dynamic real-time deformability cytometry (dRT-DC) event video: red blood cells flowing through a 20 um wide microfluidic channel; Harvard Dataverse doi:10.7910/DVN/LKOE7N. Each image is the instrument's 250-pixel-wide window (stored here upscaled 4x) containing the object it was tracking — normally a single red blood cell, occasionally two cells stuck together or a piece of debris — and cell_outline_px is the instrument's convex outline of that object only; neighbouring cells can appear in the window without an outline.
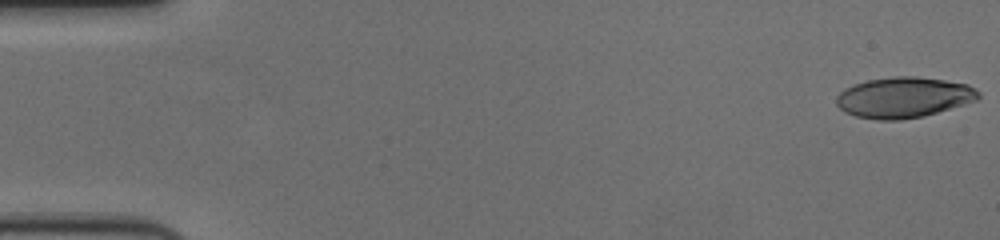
{"species": "human", "species_latin": "Homo sapiens", "temperature_condition": "cold", "stored_images_in_passage": 57, "camera_frame_rate_fps": 3000, "um_per_image_px": 0.085, "donor": {"sex": "female"}, "frame": {"image": 1, "passage_image": 1, "time_ms": 0.0, "image_size_px": [1000, 240], "cell_outline_px": [[980, 96], [976, 100], [964, 104], [924, 116], [900, 120], [880, 120], [856, 116], [844, 112], [836, 104], [836, 96], [844, 88], [852, 84], [868, 80], [892, 76], [916, 76], [944, 80], [968, 84], [976, 88], [980, 92]], "centroid_in_image_um": [76.8, 8.27], "position_along_channel_um": 8.2, "area_um2": 33.81}}
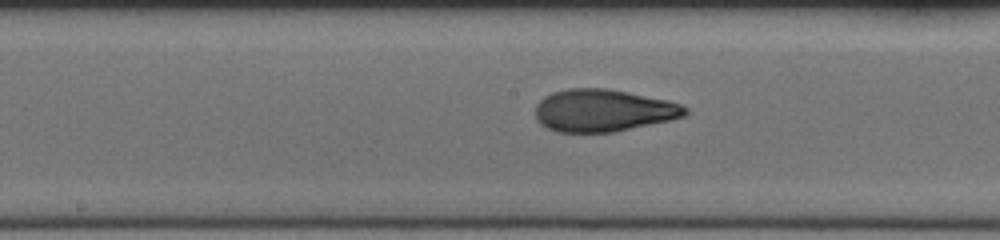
{"frame": {"image": 2, "passage_image": 30, "time_ms": 9.667, "image_size_px": [1000, 240], "cell_outline_px": [[688, 112], [684, 116], [672, 120], [612, 132], [556, 132], [540, 124], [536, 120], [536, 104], [544, 96], [552, 92], [568, 88], [604, 88], [628, 92], [668, 100], [684, 104], [688, 108]], "centroid_in_image_um": [51.28, 9.39], "position_along_channel_um": 196.9, "area_um2": 37.17}}
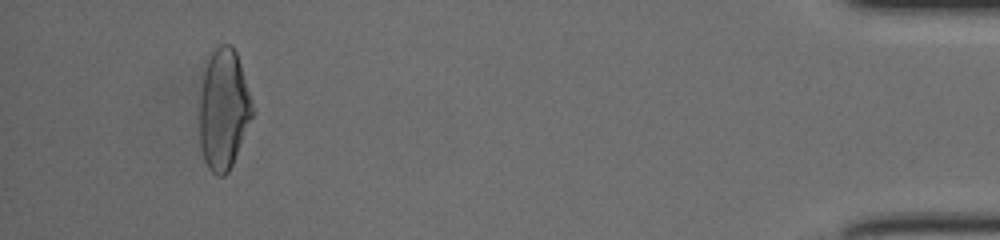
{"frame": {"image": 3, "passage_image": 54, "time_ms": 17.667, "image_size_px": [1000, 240], "cell_outline_px": [[252, 116], [232, 164], [228, 172], [224, 176], [216, 176], [208, 168], [204, 160], [200, 148], [200, 96], [204, 68], [208, 52], [220, 44], [232, 44], [236, 52], [240, 64], [252, 104]], "centroid_in_image_um": [18.96, 9.26], "position_along_channel_um": 416.2, "area_um2": 36.99}, "authors_computed_cell_mechanics": {"area_um2": 36.0672, "velocity_mm_per_s": 3.6309, "shape_relaxation_time_tau1_ms": 5.6505, "shape_relaxation_time_tau2_ms": 1.4951, "deformation_change_tau1": 0.2222, "deformation_change_tau2": 0.0816}}